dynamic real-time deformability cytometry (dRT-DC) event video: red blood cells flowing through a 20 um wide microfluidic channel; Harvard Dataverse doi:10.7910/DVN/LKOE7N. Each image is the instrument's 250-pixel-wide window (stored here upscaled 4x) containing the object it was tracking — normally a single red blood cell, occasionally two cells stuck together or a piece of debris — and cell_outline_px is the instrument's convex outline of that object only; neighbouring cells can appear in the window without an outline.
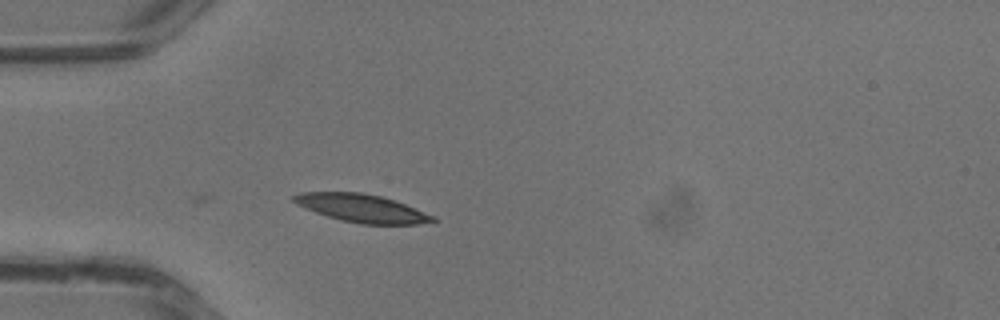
{"species": "common noctule bat (a hibernating species)", "species_latin": "Nyctalus noctula", "temperature_condition": "warm", "stored_images_in_passage": 28, "camera_frame_rate_fps": 3000, "um_per_image_px": 0.085, "animal": {"sex": "male", "body_mass_g": 13.3}, "frame": {"image": 1, "passage_image": 1, "time_ms": 0.0, "image_size_px": [1000, 320], "cell_outline_px": [[436, 220], [416, 224], [360, 224], [340, 220], [316, 212], [296, 204], [292, 200], [292, 196], [300, 192], [360, 192], [380, 196], [404, 204], [436, 216]], "centroid_in_image_um": [30.72, 17.69], "position_along_channel_um": 54.3, "area_um2": 22.43}}
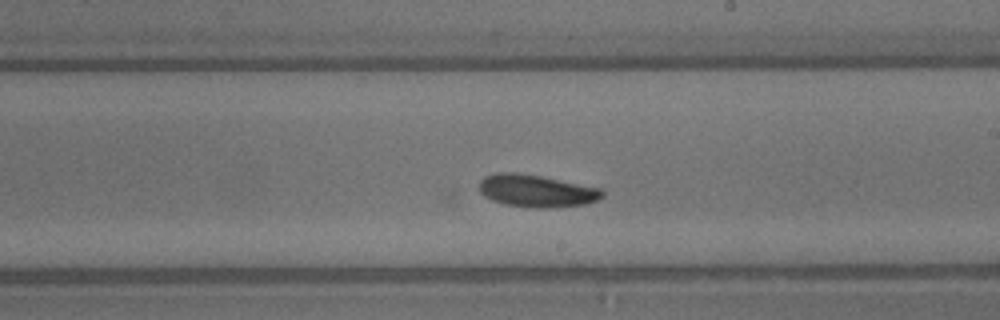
{"frame": {"image": 2, "passage_image": 12, "time_ms": 3.667, "image_size_px": [1000, 320], "cell_outline_px": [[604, 196], [588, 204], [548, 208], [532, 208], [504, 204], [492, 200], [484, 196], [480, 192], [480, 180], [484, 176], [496, 172], [516, 172], [540, 176], [600, 188], [604, 192]], "centroid_in_image_um": [45.58, 16.23], "position_along_channel_um": 243.4, "area_um2": 23.29}}
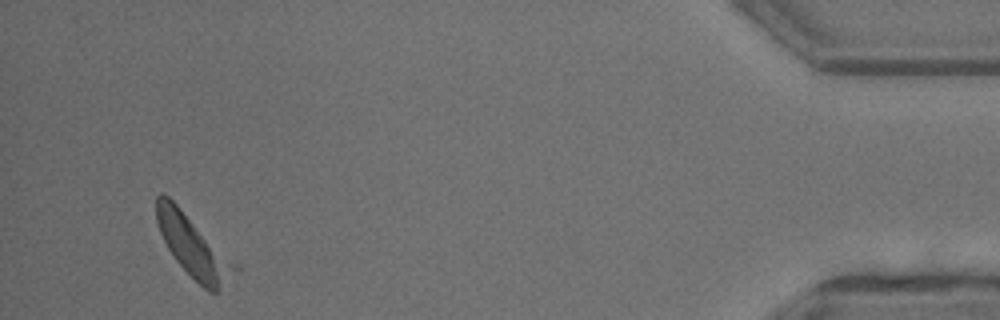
{"frame": {"image": 3, "passage_image": 26, "time_ms": 8.333, "image_size_px": [1000, 320], "cell_outline_px": [[240, 268], [216, 292], [208, 292], [176, 260], [168, 248], [160, 232], [156, 220], [156, 196], [160, 192], [164, 192], [240, 264]], "centroid_in_image_um": [16.47, 20.91], "position_along_channel_um": 418.7, "area_um2": 27.98}}